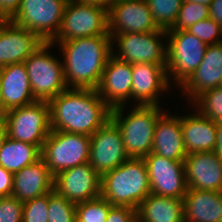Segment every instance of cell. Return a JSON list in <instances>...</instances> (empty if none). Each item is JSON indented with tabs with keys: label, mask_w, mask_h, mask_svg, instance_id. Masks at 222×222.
Masks as SVG:
<instances>
[{
	"label": "cell",
	"mask_w": 222,
	"mask_h": 222,
	"mask_svg": "<svg viewBox=\"0 0 222 222\" xmlns=\"http://www.w3.org/2000/svg\"><path fill=\"white\" fill-rule=\"evenodd\" d=\"M165 30H157L146 33H119L112 37L118 44L119 53L112 55L117 59L130 64L151 63L166 65L167 45L161 42L162 37H166ZM161 37V38H160Z\"/></svg>",
	"instance_id": "obj_11"
},
{
	"label": "cell",
	"mask_w": 222,
	"mask_h": 222,
	"mask_svg": "<svg viewBox=\"0 0 222 222\" xmlns=\"http://www.w3.org/2000/svg\"><path fill=\"white\" fill-rule=\"evenodd\" d=\"M48 193L23 202L22 222H48Z\"/></svg>",
	"instance_id": "obj_34"
},
{
	"label": "cell",
	"mask_w": 222,
	"mask_h": 222,
	"mask_svg": "<svg viewBox=\"0 0 222 222\" xmlns=\"http://www.w3.org/2000/svg\"><path fill=\"white\" fill-rule=\"evenodd\" d=\"M63 54V70L69 88L96 89L108 58L112 55L110 35L77 38L58 43Z\"/></svg>",
	"instance_id": "obj_2"
},
{
	"label": "cell",
	"mask_w": 222,
	"mask_h": 222,
	"mask_svg": "<svg viewBox=\"0 0 222 222\" xmlns=\"http://www.w3.org/2000/svg\"><path fill=\"white\" fill-rule=\"evenodd\" d=\"M48 222H76V205L54 190L48 193Z\"/></svg>",
	"instance_id": "obj_31"
},
{
	"label": "cell",
	"mask_w": 222,
	"mask_h": 222,
	"mask_svg": "<svg viewBox=\"0 0 222 222\" xmlns=\"http://www.w3.org/2000/svg\"><path fill=\"white\" fill-rule=\"evenodd\" d=\"M219 88L222 89V79H221V82L219 84Z\"/></svg>",
	"instance_id": "obj_46"
},
{
	"label": "cell",
	"mask_w": 222,
	"mask_h": 222,
	"mask_svg": "<svg viewBox=\"0 0 222 222\" xmlns=\"http://www.w3.org/2000/svg\"><path fill=\"white\" fill-rule=\"evenodd\" d=\"M160 30L145 0H118L108 10L111 38L119 33H146Z\"/></svg>",
	"instance_id": "obj_15"
},
{
	"label": "cell",
	"mask_w": 222,
	"mask_h": 222,
	"mask_svg": "<svg viewBox=\"0 0 222 222\" xmlns=\"http://www.w3.org/2000/svg\"><path fill=\"white\" fill-rule=\"evenodd\" d=\"M186 31L195 35L207 45L222 43V38L220 39L222 37V27L210 17L193 24Z\"/></svg>",
	"instance_id": "obj_33"
},
{
	"label": "cell",
	"mask_w": 222,
	"mask_h": 222,
	"mask_svg": "<svg viewBox=\"0 0 222 222\" xmlns=\"http://www.w3.org/2000/svg\"><path fill=\"white\" fill-rule=\"evenodd\" d=\"M5 21H8V19L0 11V23H3Z\"/></svg>",
	"instance_id": "obj_45"
},
{
	"label": "cell",
	"mask_w": 222,
	"mask_h": 222,
	"mask_svg": "<svg viewBox=\"0 0 222 222\" xmlns=\"http://www.w3.org/2000/svg\"><path fill=\"white\" fill-rule=\"evenodd\" d=\"M159 29L174 27L183 0H145Z\"/></svg>",
	"instance_id": "obj_28"
},
{
	"label": "cell",
	"mask_w": 222,
	"mask_h": 222,
	"mask_svg": "<svg viewBox=\"0 0 222 222\" xmlns=\"http://www.w3.org/2000/svg\"><path fill=\"white\" fill-rule=\"evenodd\" d=\"M169 84L166 65L132 64V98L137 105L159 106L158 96L168 90Z\"/></svg>",
	"instance_id": "obj_19"
},
{
	"label": "cell",
	"mask_w": 222,
	"mask_h": 222,
	"mask_svg": "<svg viewBox=\"0 0 222 222\" xmlns=\"http://www.w3.org/2000/svg\"><path fill=\"white\" fill-rule=\"evenodd\" d=\"M13 182V174L0 166V197L11 196Z\"/></svg>",
	"instance_id": "obj_37"
},
{
	"label": "cell",
	"mask_w": 222,
	"mask_h": 222,
	"mask_svg": "<svg viewBox=\"0 0 222 222\" xmlns=\"http://www.w3.org/2000/svg\"><path fill=\"white\" fill-rule=\"evenodd\" d=\"M101 176L89 162L63 170L54 176L53 190L76 204L100 197Z\"/></svg>",
	"instance_id": "obj_14"
},
{
	"label": "cell",
	"mask_w": 222,
	"mask_h": 222,
	"mask_svg": "<svg viewBox=\"0 0 222 222\" xmlns=\"http://www.w3.org/2000/svg\"><path fill=\"white\" fill-rule=\"evenodd\" d=\"M6 107L2 100L1 90H0V121H4L7 114Z\"/></svg>",
	"instance_id": "obj_43"
},
{
	"label": "cell",
	"mask_w": 222,
	"mask_h": 222,
	"mask_svg": "<svg viewBox=\"0 0 222 222\" xmlns=\"http://www.w3.org/2000/svg\"><path fill=\"white\" fill-rule=\"evenodd\" d=\"M83 3H89L105 8L107 11L118 1V0H78Z\"/></svg>",
	"instance_id": "obj_41"
},
{
	"label": "cell",
	"mask_w": 222,
	"mask_h": 222,
	"mask_svg": "<svg viewBox=\"0 0 222 222\" xmlns=\"http://www.w3.org/2000/svg\"><path fill=\"white\" fill-rule=\"evenodd\" d=\"M210 18L222 27V0H213L209 5Z\"/></svg>",
	"instance_id": "obj_39"
},
{
	"label": "cell",
	"mask_w": 222,
	"mask_h": 222,
	"mask_svg": "<svg viewBox=\"0 0 222 222\" xmlns=\"http://www.w3.org/2000/svg\"><path fill=\"white\" fill-rule=\"evenodd\" d=\"M137 210L129 206L112 205L106 222H136Z\"/></svg>",
	"instance_id": "obj_36"
},
{
	"label": "cell",
	"mask_w": 222,
	"mask_h": 222,
	"mask_svg": "<svg viewBox=\"0 0 222 222\" xmlns=\"http://www.w3.org/2000/svg\"><path fill=\"white\" fill-rule=\"evenodd\" d=\"M14 196L21 202L43 196L53 190L54 176L42 158L13 174Z\"/></svg>",
	"instance_id": "obj_21"
},
{
	"label": "cell",
	"mask_w": 222,
	"mask_h": 222,
	"mask_svg": "<svg viewBox=\"0 0 222 222\" xmlns=\"http://www.w3.org/2000/svg\"><path fill=\"white\" fill-rule=\"evenodd\" d=\"M123 109H112L111 120L121 132L129 157L143 158L152 151L157 120L164 112L156 105H137L124 117Z\"/></svg>",
	"instance_id": "obj_4"
},
{
	"label": "cell",
	"mask_w": 222,
	"mask_h": 222,
	"mask_svg": "<svg viewBox=\"0 0 222 222\" xmlns=\"http://www.w3.org/2000/svg\"><path fill=\"white\" fill-rule=\"evenodd\" d=\"M213 151L222 161V122L216 123V145Z\"/></svg>",
	"instance_id": "obj_40"
},
{
	"label": "cell",
	"mask_w": 222,
	"mask_h": 222,
	"mask_svg": "<svg viewBox=\"0 0 222 222\" xmlns=\"http://www.w3.org/2000/svg\"><path fill=\"white\" fill-rule=\"evenodd\" d=\"M167 63L168 81L173 75L175 83L181 86L198 68L208 45L186 30H167Z\"/></svg>",
	"instance_id": "obj_8"
},
{
	"label": "cell",
	"mask_w": 222,
	"mask_h": 222,
	"mask_svg": "<svg viewBox=\"0 0 222 222\" xmlns=\"http://www.w3.org/2000/svg\"><path fill=\"white\" fill-rule=\"evenodd\" d=\"M21 0H0V11L8 19L11 20L20 8Z\"/></svg>",
	"instance_id": "obj_38"
},
{
	"label": "cell",
	"mask_w": 222,
	"mask_h": 222,
	"mask_svg": "<svg viewBox=\"0 0 222 222\" xmlns=\"http://www.w3.org/2000/svg\"><path fill=\"white\" fill-rule=\"evenodd\" d=\"M213 0H183V2L200 3L203 5H210Z\"/></svg>",
	"instance_id": "obj_44"
},
{
	"label": "cell",
	"mask_w": 222,
	"mask_h": 222,
	"mask_svg": "<svg viewBox=\"0 0 222 222\" xmlns=\"http://www.w3.org/2000/svg\"><path fill=\"white\" fill-rule=\"evenodd\" d=\"M4 123L10 139L30 143L42 149L51 132L49 104L45 101H36L9 110Z\"/></svg>",
	"instance_id": "obj_9"
},
{
	"label": "cell",
	"mask_w": 222,
	"mask_h": 222,
	"mask_svg": "<svg viewBox=\"0 0 222 222\" xmlns=\"http://www.w3.org/2000/svg\"><path fill=\"white\" fill-rule=\"evenodd\" d=\"M66 4V0H21L11 21L51 42L61 28Z\"/></svg>",
	"instance_id": "obj_10"
},
{
	"label": "cell",
	"mask_w": 222,
	"mask_h": 222,
	"mask_svg": "<svg viewBox=\"0 0 222 222\" xmlns=\"http://www.w3.org/2000/svg\"><path fill=\"white\" fill-rule=\"evenodd\" d=\"M191 102L197 105V111L207 119L215 123L222 122V89L219 87L202 92Z\"/></svg>",
	"instance_id": "obj_29"
},
{
	"label": "cell",
	"mask_w": 222,
	"mask_h": 222,
	"mask_svg": "<svg viewBox=\"0 0 222 222\" xmlns=\"http://www.w3.org/2000/svg\"><path fill=\"white\" fill-rule=\"evenodd\" d=\"M129 158L121 132L111 119L91 136L89 164L100 176Z\"/></svg>",
	"instance_id": "obj_13"
},
{
	"label": "cell",
	"mask_w": 222,
	"mask_h": 222,
	"mask_svg": "<svg viewBox=\"0 0 222 222\" xmlns=\"http://www.w3.org/2000/svg\"><path fill=\"white\" fill-rule=\"evenodd\" d=\"M221 79L222 43H219L208 45L201 64L180 87L193 101L202 92L219 87Z\"/></svg>",
	"instance_id": "obj_20"
},
{
	"label": "cell",
	"mask_w": 222,
	"mask_h": 222,
	"mask_svg": "<svg viewBox=\"0 0 222 222\" xmlns=\"http://www.w3.org/2000/svg\"><path fill=\"white\" fill-rule=\"evenodd\" d=\"M7 138V128L4 121H0V149Z\"/></svg>",
	"instance_id": "obj_42"
},
{
	"label": "cell",
	"mask_w": 222,
	"mask_h": 222,
	"mask_svg": "<svg viewBox=\"0 0 222 222\" xmlns=\"http://www.w3.org/2000/svg\"><path fill=\"white\" fill-rule=\"evenodd\" d=\"M52 45L51 42H44L24 61L32 95L36 101L49 102L68 89L63 62L47 52Z\"/></svg>",
	"instance_id": "obj_5"
},
{
	"label": "cell",
	"mask_w": 222,
	"mask_h": 222,
	"mask_svg": "<svg viewBox=\"0 0 222 222\" xmlns=\"http://www.w3.org/2000/svg\"><path fill=\"white\" fill-rule=\"evenodd\" d=\"M23 202L14 196L0 197V222H22Z\"/></svg>",
	"instance_id": "obj_35"
},
{
	"label": "cell",
	"mask_w": 222,
	"mask_h": 222,
	"mask_svg": "<svg viewBox=\"0 0 222 222\" xmlns=\"http://www.w3.org/2000/svg\"><path fill=\"white\" fill-rule=\"evenodd\" d=\"M96 90L112 109L124 106L132 98V64L111 55Z\"/></svg>",
	"instance_id": "obj_17"
},
{
	"label": "cell",
	"mask_w": 222,
	"mask_h": 222,
	"mask_svg": "<svg viewBox=\"0 0 222 222\" xmlns=\"http://www.w3.org/2000/svg\"><path fill=\"white\" fill-rule=\"evenodd\" d=\"M184 169L189 189L222 191V161L214 151L188 154Z\"/></svg>",
	"instance_id": "obj_18"
},
{
	"label": "cell",
	"mask_w": 222,
	"mask_h": 222,
	"mask_svg": "<svg viewBox=\"0 0 222 222\" xmlns=\"http://www.w3.org/2000/svg\"><path fill=\"white\" fill-rule=\"evenodd\" d=\"M98 35H109L108 11L78 0L67 1L61 28L51 43Z\"/></svg>",
	"instance_id": "obj_7"
},
{
	"label": "cell",
	"mask_w": 222,
	"mask_h": 222,
	"mask_svg": "<svg viewBox=\"0 0 222 222\" xmlns=\"http://www.w3.org/2000/svg\"><path fill=\"white\" fill-rule=\"evenodd\" d=\"M0 90L7 111L36 102L24 62L0 68Z\"/></svg>",
	"instance_id": "obj_22"
},
{
	"label": "cell",
	"mask_w": 222,
	"mask_h": 222,
	"mask_svg": "<svg viewBox=\"0 0 222 222\" xmlns=\"http://www.w3.org/2000/svg\"><path fill=\"white\" fill-rule=\"evenodd\" d=\"M197 113L180 117L187 155L197 152H211L216 145V123L201 113Z\"/></svg>",
	"instance_id": "obj_25"
},
{
	"label": "cell",
	"mask_w": 222,
	"mask_h": 222,
	"mask_svg": "<svg viewBox=\"0 0 222 222\" xmlns=\"http://www.w3.org/2000/svg\"><path fill=\"white\" fill-rule=\"evenodd\" d=\"M91 136L51 130L43 143L41 158L53 176L89 162Z\"/></svg>",
	"instance_id": "obj_6"
},
{
	"label": "cell",
	"mask_w": 222,
	"mask_h": 222,
	"mask_svg": "<svg viewBox=\"0 0 222 222\" xmlns=\"http://www.w3.org/2000/svg\"><path fill=\"white\" fill-rule=\"evenodd\" d=\"M149 176L151 193L183 199L187 184L183 161H174L153 152L143 157Z\"/></svg>",
	"instance_id": "obj_12"
},
{
	"label": "cell",
	"mask_w": 222,
	"mask_h": 222,
	"mask_svg": "<svg viewBox=\"0 0 222 222\" xmlns=\"http://www.w3.org/2000/svg\"><path fill=\"white\" fill-rule=\"evenodd\" d=\"M183 210L187 222H222V191L187 188Z\"/></svg>",
	"instance_id": "obj_24"
},
{
	"label": "cell",
	"mask_w": 222,
	"mask_h": 222,
	"mask_svg": "<svg viewBox=\"0 0 222 222\" xmlns=\"http://www.w3.org/2000/svg\"><path fill=\"white\" fill-rule=\"evenodd\" d=\"M210 17L208 5L200 3L183 2L175 25L170 30H186L200 20Z\"/></svg>",
	"instance_id": "obj_32"
},
{
	"label": "cell",
	"mask_w": 222,
	"mask_h": 222,
	"mask_svg": "<svg viewBox=\"0 0 222 222\" xmlns=\"http://www.w3.org/2000/svg\"><path fill=\"white\" fill-rule=\"evenodd\" d=\"M40 158L41 149L38 146L10 139L8 136L0 149V166L12 174Z\"/></svg>",
	"instance_id": "obj_27"
},
{
	"label": "cell",
	"mask_w": 222,
	"mask_h": 222,
	"mask_svg": "<svg viewBox=\"0 0 222 222\" xmlns=\"http://www.w3.org/2000/svg\"><path fill=\"white\" fill-rule=\"evenodd\" d=\"M51 130L92 136L111 119L112 108L96 89H66L49 102Z\"/></svg>",
	"instance_id": "obj_1"
},
{
	"label": "cell",
	"mask_w": 222,
	"mask_h": 222,
	"mask_svg": "<svg viewBox=\"0 0 222 222\" xmlns=\"http://www.w3.org/2000/svg\"><path fill=\"white\" fill-rule=\"evenodd\" d=\"M183 199L150 193L137 209L138 222H182Z\"/></svg>",
	"instance_id": "obj_26"
},
{
	"label": "cell",
	"mask_w": 222,
	"mask_h": 222,
	"mask_svg": "<svg viewBox=\"0 0 222 222\" xmlns=\"http://www.w3.org/2000/svg\"><path fill=\"white\" fill-rule=\"evenodd\" d=\"M168 114L164 112L157 120L151 152L167 159L184 162L187 153L180 116H169Z\"/></svg>",
	"instance_id": "obj_23"
},
{
	"label": "cell",
	"mask_w": 222,
	"mask_h": 222,
	"mask_svg": "<svg viewBox=\"0 0 222 222\" xmlns=\"http://www.w3.org/2000/svg\"><path fill=\"white\" fill-rule=\"evenodd\" d=\"M111 206L101 196L76 204V222H106Z\"/></svg>",
	"instance_id": "obj_30"
},
{
	"label": "cell",
	"mask_w": 222,
	"mask_h": 222,
	"mask_svg": "<svg viewBox=\"0 0 222 222\" xmlns=\"http://www.w3.org/2000/svg\"><path fill=\"white\" fill-rule=\"evenodd\" d=\"M151 193L149 176L143 158L130 157L119 167L101 176L100 196L111 205L138 209Z\"/></svg>",
	"instance_id": "obj_3"
},
{
	"label": "cell",
	"mask_w": 222,
	"mask_h": 222,
	"mask_svg": "<svg viewBox=\"0 0 222 222\" xmlns=\"http://www.w3.org/2000/svg\"><path fill=\"white\" fill-rule=\"evenodd\" d=\"M43 43L37 34L11 20L0 23V68L24 62Z\"/></svg>",
	"instance_id": "obj_16"
}]
</instances>
